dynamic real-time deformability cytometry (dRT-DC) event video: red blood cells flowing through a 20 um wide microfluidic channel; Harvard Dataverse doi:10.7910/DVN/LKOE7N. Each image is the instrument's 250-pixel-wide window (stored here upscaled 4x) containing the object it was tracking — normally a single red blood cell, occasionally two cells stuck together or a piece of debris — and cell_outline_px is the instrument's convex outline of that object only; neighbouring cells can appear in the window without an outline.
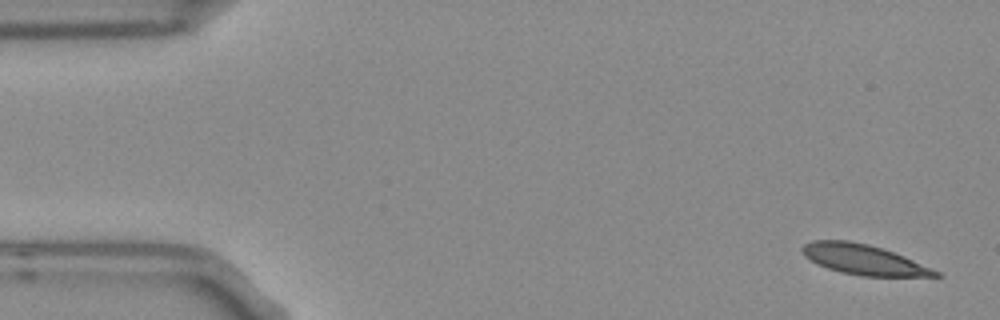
{"species": "Egyptian fruit bat (a non-hibernating species)", "species_latin": "Rousettus aegyptiacus", "temperature_condition": "room temperature", "stored_images_in_passage": 7, "camera_frame_rate_fps": 3000, "um_per_image_px": 0.085, "frame": {"image": 1, "passage_image": 1, "time_ms": 0.0, "image_size_px": [1000, 320], "cell_outline_px": [[940, 276], [860, 276], [840, 272], [828, 268], [804, 256], [800, 248], [804, 244], [812, 240], [848, 240], [868, 244], [904, 256], [940, 272]], "centroid_in_image_um": [73.37, 22.06], "position_along_channel_um": 11.6, "area_um2": 23.06}}
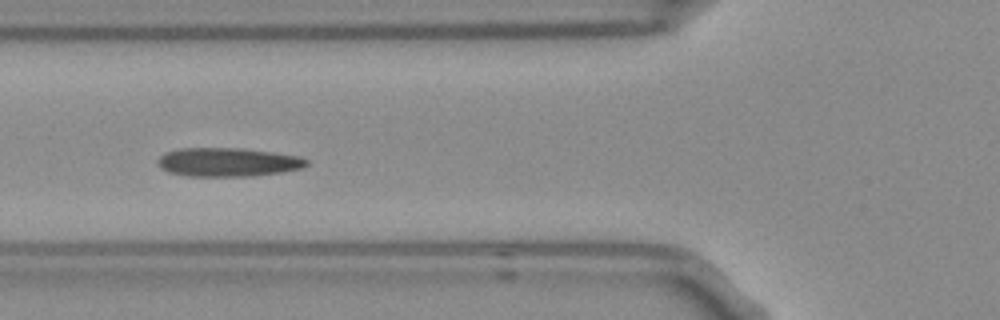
{"frame": {"image": 2, "passage_image": 5, "time_ms": 1.333, "image_size_px": [1000, 320], "cell_outline_px": [[308, 164], [300, 168], [280, 172], [252, 176], [188, 176], [168, 172], [160, 168], [156, 160], [164, 152], [180, 148], [240, 148], [272, 152], [296, 156], [308, 160]], "centroid_in_image_um": [19.29, 13.78], "position_along_channel_um": 106.5, "area_um2": 24.85}}